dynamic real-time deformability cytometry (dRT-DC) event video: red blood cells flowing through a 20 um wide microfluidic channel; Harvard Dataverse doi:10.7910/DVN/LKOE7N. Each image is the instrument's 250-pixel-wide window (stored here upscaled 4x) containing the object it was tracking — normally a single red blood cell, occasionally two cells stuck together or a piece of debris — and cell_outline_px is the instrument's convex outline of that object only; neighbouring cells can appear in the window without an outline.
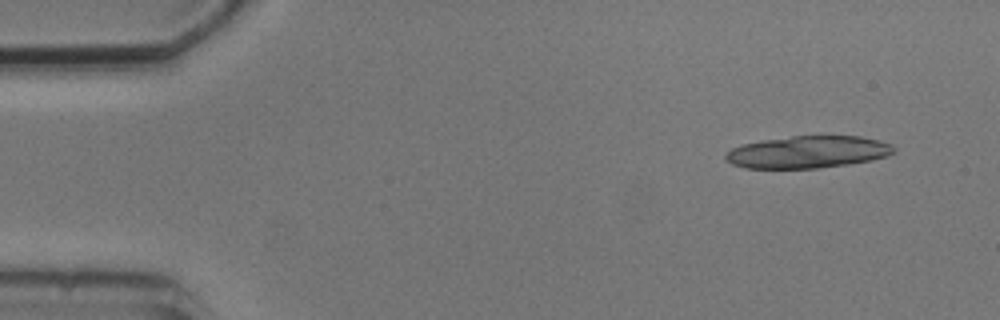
{"species": "common noctule bat (a hibernating species)", "species_latin": "Nyctalus noctula", "temperature_condition": "cold", "stored_images_in_passage": 2, "camera_frame_rate_fps": 3000, "um_per_image_px": 0.085, "animal": {"sex": "male", "body_mass_g": 20.5, "forearm_length_mm": 52.5}, "frame": {"image": 1, "passage_image": 1, "time_ms": 0.0, "image_size_px": [1000, 320], "cell_outline_px": [[896, 152], [888, 156], [872, 160], [848, 164], [820, 168], [744, 168], [732, 164], [724, 160], [724, 156], [732, 148], [740, 144], [764, 140], [792, 136], [860, 136], [880, 140], [892, 144], [896, 148]], "centroid_in_image_um": [68.69, 12.92], "position_along_channel_um": 16.3, "area_um2": 31.79}}